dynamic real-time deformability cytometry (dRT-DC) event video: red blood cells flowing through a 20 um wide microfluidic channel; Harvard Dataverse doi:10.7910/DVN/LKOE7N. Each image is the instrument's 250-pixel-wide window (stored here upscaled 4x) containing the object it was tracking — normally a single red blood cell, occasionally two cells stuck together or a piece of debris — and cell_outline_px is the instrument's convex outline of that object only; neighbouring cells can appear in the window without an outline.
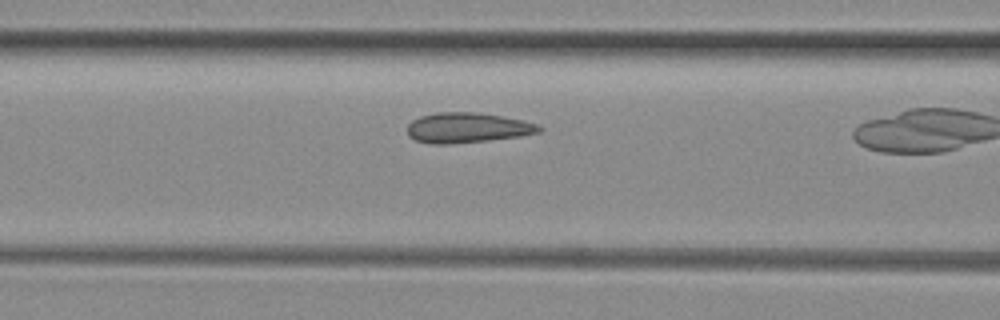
{"species": "common noctule bat (a hibernating species)", "species_latin": "Nyctalus noctula", "temperature_condition": "room temperature", "stored_images_in_passage": 14, "camera_frame_rate_fps": 3000, "um_per_image_px": 0.085, "animal": {"sex": "female", "body_mass_g": 29.2, "forearm_length_mm": 56.3}, "frame": {"image": 1, "passage_image": 10, "time_ms": 3.0, "image_size_px": [1000, 320], "cell_outline_px": [[544, 128], [540, 132], [520, 136], [488, 140], [448, 144], [432, 144], [416, 140], [408, 136], [408, 124], [412, 120], [420, 116], [436, 112], [480, 112], [524, 120], [536, 124]], "centroid_in_image_um": [39.72, 10.85], "position_along_channel_um": 126.9, "area_um2": 23.24}}